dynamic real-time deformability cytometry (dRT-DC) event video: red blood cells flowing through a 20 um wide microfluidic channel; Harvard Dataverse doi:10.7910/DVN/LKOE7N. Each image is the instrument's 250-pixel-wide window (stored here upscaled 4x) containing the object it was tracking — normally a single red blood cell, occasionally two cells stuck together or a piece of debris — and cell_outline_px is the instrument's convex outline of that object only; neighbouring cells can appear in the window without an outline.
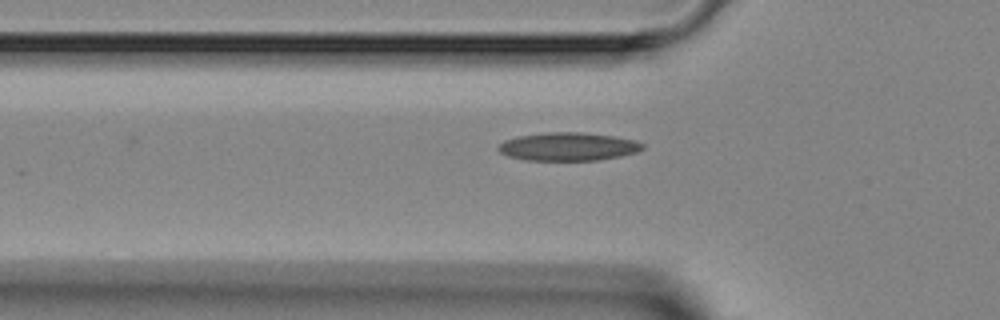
{"species": "Egyptian fruit bat (a non-hibernating species)", "species_latin": "Rousettus aegyptiacus", "temperature_condition": "room temperature", "stored_images_in_passage": 6, "camera_frame_rate_fps": 3000, "um_per_image_px": 0.085, "animal": {"sex": "female"}, "frame": {"image": 1, "passage_image": 6, "time_ms": 6.667, "image_size_px": [1000, 320], "cell_outline_px": [[644, 148], [636, 152], [620, 156], [600, 160], [524, 160], [508, 156], [500, 152], [496, 148], [504, 140], [516, 136], [544, 132], [580, 132], [616, 136], [636, 140], [644, 144]], "centroid_in_image_um": [48.29, 12.45], "position_along_channel_um": 77.5, "area_um2": 23.93}}